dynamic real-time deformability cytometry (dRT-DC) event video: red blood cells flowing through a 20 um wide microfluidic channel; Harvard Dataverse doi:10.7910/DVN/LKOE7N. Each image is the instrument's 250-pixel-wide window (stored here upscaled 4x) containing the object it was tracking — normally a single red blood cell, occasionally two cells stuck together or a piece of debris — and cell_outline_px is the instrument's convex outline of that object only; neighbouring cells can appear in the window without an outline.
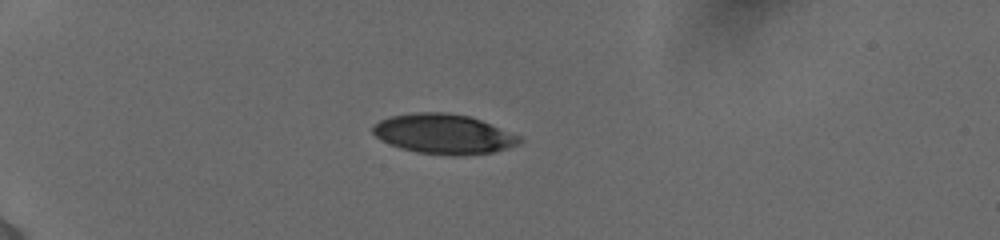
{"species": "human", "species_latin": "Homo sapiens", "temperature_condition": "cold", "stored_images_in_passage": 24, "camera_frame_rate_fps": 3000, "um_per_image_px": 0.085, "donor": {"sex": "female"}, "frame": {"image": 1, "passage_image": 5, "time_ms": 4.333, "image_size_px": [1000, 240], "cell_outline_px": [[524, 140], [520, 144], [492, 152], [464, 156], [452, 156], [416, 152], [400, 148], [388, 144], [376, 136], [372, 132], [372, 124], [380, 120], [392, 116], [416, 112], [444, 112], [468, 116], [480, 120], [520, 136]], "centroid_in_image_um": [37.69, 11.4], "position_along_channel_um": 47.3, "area_um2": 34.1}}
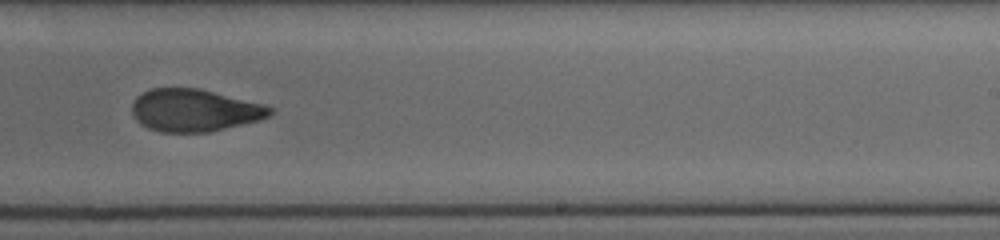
{"frame": {"image": 2, "passage_image": 12, "time_ms": 11.333, "image_size_px": [1000, 240], "cell_outline_px": [[276, 112], [272, 116], [260, 120], [212, 132], [160, 132], [148, 128], [140, 124], [132, 116], [132, 104], [136, 96], [152, 88], [196, 88], [264, 104], [276, 108]], "centroid_in_image_um": [16.56, 9.39], "position_along_channel_um": 272.4, "area_um2": 34.45}}
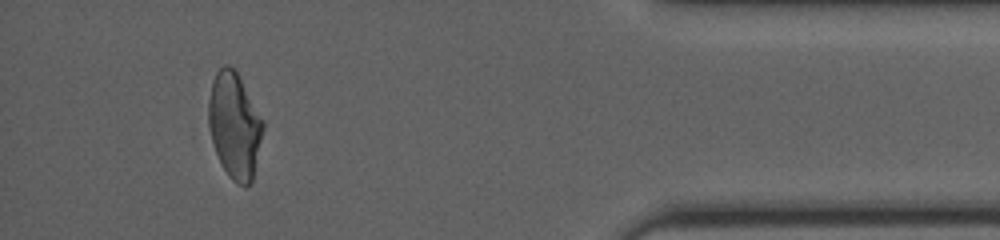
{"frame": {"image": 3, "passage_image": 21, "time_ms": 16.0, "image_size_px": [1000, 240], "cell_outline_px": [[264, 128], [252, 180], [244, 188], [236, 184], [228, 176], [216, 152], [212, 140], [208, 124], [208, 100], [212, 80], [216, 72], [224, 64], [228, 64], [236, 72], [264, 120]], "centroid_in_image_um": [19.93, 10.67], "position_along_channel_um": 415.3, "area_um2": 33.47}, "authors_computed_cell_mechanics": {"area_um2": 34.0442, "velocity_mm_per_s": 3.8874, "shape_relaxation_time_tau1_ms": null, "shape_relaxation_time_tau2_ms": 1.6165, "deformation_change_tau1": null, "deformation_change_tau2": 0.0767}}